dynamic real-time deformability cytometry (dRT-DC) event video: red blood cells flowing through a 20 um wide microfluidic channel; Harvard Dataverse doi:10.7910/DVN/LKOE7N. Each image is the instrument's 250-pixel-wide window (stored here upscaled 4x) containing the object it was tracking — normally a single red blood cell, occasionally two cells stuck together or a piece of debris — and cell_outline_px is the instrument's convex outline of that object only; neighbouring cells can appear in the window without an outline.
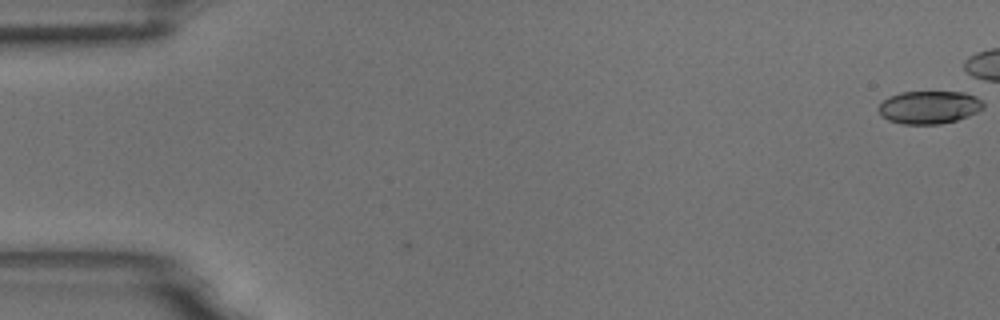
{"species": "common noctule bat (a hibernating species)", "species_latin": "Nyctalus noctula", "temperature_condition": "room temperature", "stored_images_in_passage": 44, "camera_frame_rate_fps": 3000, "um_per_image_px": 0.085, "animal": {"sex": "male", "body_mass_g": 18.8}, "frame": {"image": 1, "passage_image": 1, "time_ms": 0.0, "image_size_px": [1000, 320], "cell_outline_px": [[984, 108], [968, 116], [956, 120], [940, 124], [904, 124], [888, 120], [880, 116], [880, 104], [884, 100], [900, 92], [964, 92], [976, 96], [984, 104]], "centroid_in_image_um": [79.0, 9.12], "position_along_channel_um": 6.0, "area_um2": 19.94}}
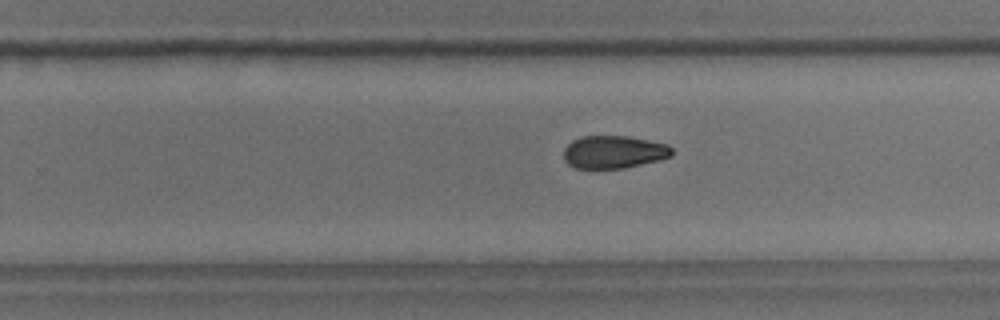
{"frame": {"image": 2, "passage_image": 35, "time_ms": 11.333, "image_size_px": [1000, 320], "cell_outline_px": [[672, 156], [660, 160], [624, 168], [576, 168], [568, 164], [564, 160], [564, 148], [572, 140], [584, 136], [628, 136], [668, 144], [672, 148]], "centroid_in_image_um": [52.18, 12.92], "position_along_channel_um": 277.6, "area_um2": 20.69}}
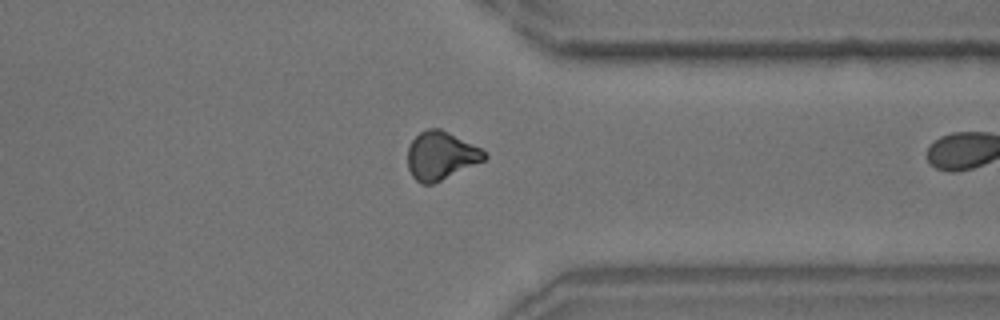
{"frame": {"image": 3, "passage_image": 43, "time_ms": 14.0, "image_size_px": [1000, 320], "cell_outline_px": [[488, 156], [484, 160], [432, 184], [420, 184], [412, 176], [408, 168], [408, 148], [412, 140], [420, 132], [428, 128], [440, 128], [480, 148]], "centroid_in_image_um": [37.44, 13.23], "position_along_channel_um": 374.0, "area_um2": 21.21}}